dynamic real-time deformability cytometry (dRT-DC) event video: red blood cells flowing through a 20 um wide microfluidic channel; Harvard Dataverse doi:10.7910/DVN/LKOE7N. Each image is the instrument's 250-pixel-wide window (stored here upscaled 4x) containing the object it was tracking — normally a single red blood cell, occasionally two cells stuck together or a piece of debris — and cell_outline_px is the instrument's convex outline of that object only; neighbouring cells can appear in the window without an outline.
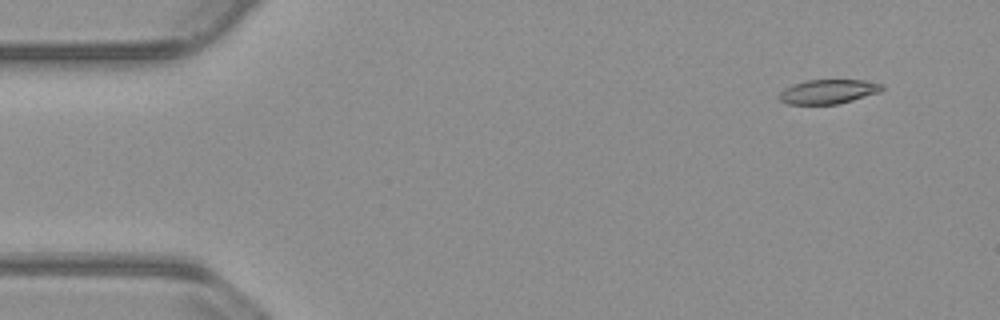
{"species": "common noctule bat (a hibernating species)", "species_latin": "Nyctalus noctula", "temperature_condition": "warm", "stored_images_in_passage": 55, "camera_frame_rate_fps": 3000, "um_per_image_px": 0.085, "animal": {"sex": "male", "body_mass_g": 23.1, "forearm_length_mm": 52.7}, "frame": {"image": 1, "passage_image": 5, "time_ms": 1.333, "image_size_px": [1000, 320], "cell_outline_px": [[884, 88], [880, 92], [840, 104], [788, 104], [780, 100], [780, 92], [784, 88], [792, 84], [804, 80], [864, 80], [884, 84]], "centroid_in_image_um": [70.42, 7.78], "position_along_channel_um": 14.6, "area_um2": 14.68}}
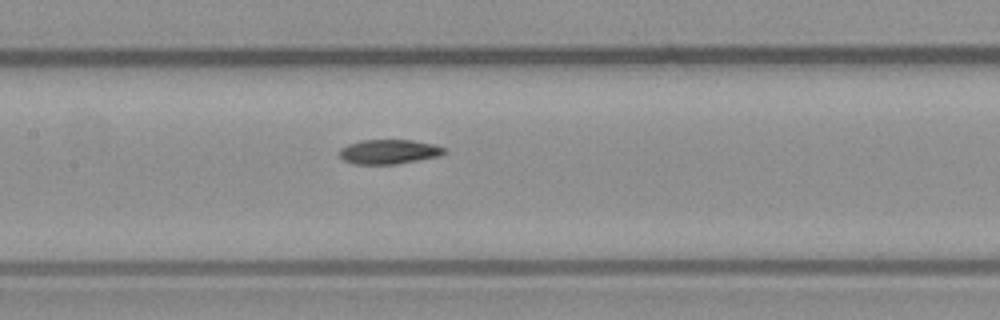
{"frame": {"image": 2, "passage_image": 26, "time_ms": 8.333, "image_size_px": [1000, 320], "cell_outline_px": [[448, 152], [440, 156], [420, 160], [396, 164], [352, 164], [344, 160], [340, 156], [340, 148], [348, 144], [360, 140], [412, 140], [436, 144], [448, 148]], "centroid_in_image_um": [33.13, 12.89], "position_along_channel_um": 174.3, "area_um2": 15.26}}
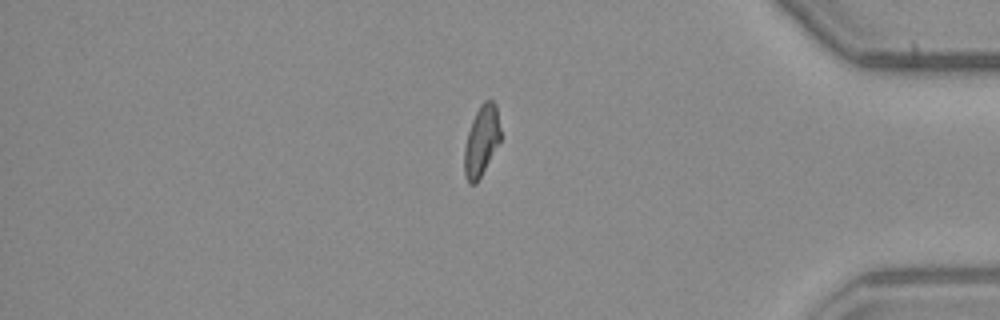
{"frame": {"image": 3, "passage_image": 46, "time_ms": 15.0, "image_size_px": [1000, 320], "cell_outline_px": [[500, 140], [476, 184], [468, 184], [464, 176], [464, 148], [468, 132], [472, 120], [480, 104], [484, 100], [492, 100], [496, 104], [500, 128]], "centroid_in_image_um": [40.9, 11.97], "position_along_channel_um": 394.3, "area_um2": 14.74}}